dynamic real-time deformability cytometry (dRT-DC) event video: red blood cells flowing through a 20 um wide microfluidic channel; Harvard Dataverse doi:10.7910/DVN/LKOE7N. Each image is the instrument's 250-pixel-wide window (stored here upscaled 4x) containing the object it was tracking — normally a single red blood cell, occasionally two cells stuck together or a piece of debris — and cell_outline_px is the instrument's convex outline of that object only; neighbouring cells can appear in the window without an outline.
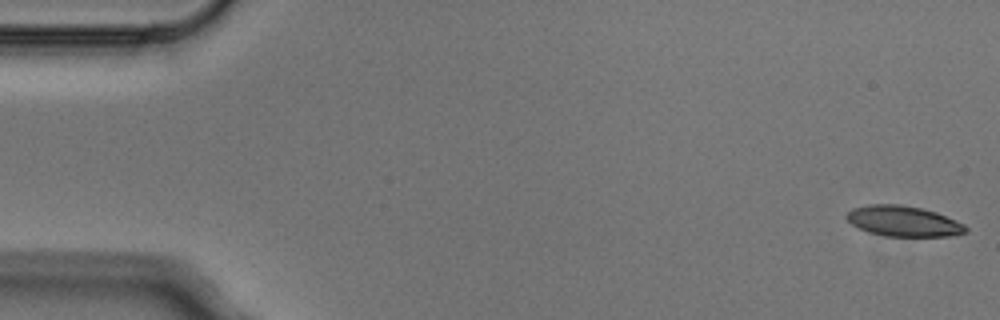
{"species": "Egyptian fruit bat (a non-hibernating species)", "species_latin": "Rousettus aegyptiacus", "temperature_condition": "cold", "stored_images_in_passage": 5, "camera_frame_rate_fps": 3000, "um_per_image_px": 0.085, "animal": {"sex": "male"}, "frame": {"image": 1, "passage_image": 1, "time_ms": 0.0, "image_size_px": [1000, 320], "cell_outline_px": [[968, 232], [948, 236], [884, 236], [868, 232], [852, 224], [844, 216], [852, 208], [868, 204], [900, 204], [920, 208], [936, 212], [956, 220], [964, 224], [968, 228]], "centroid_in_image_um": [76.79, 18.79], "position_along_channel_um": 8.2, "area_um2": 21.21}}
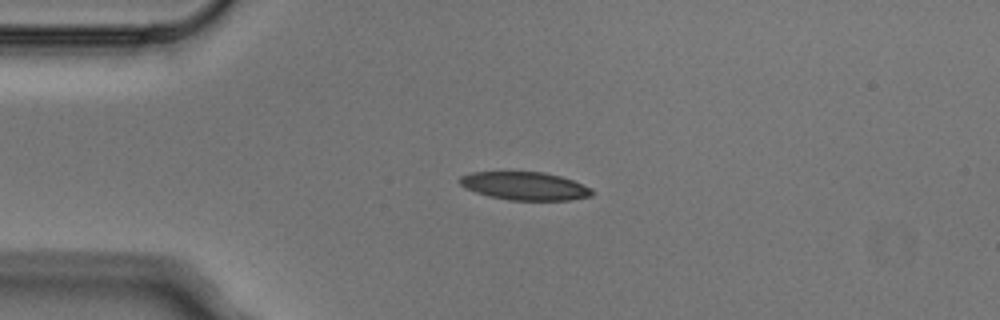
{"frame": {"image": 2, "passage_image": 4, "time_ms": 1.0, "image_size_px": [1000, 320], "cell_outline_px": [[592, 196], [568, 200], [508, 200], [488, 196], [464, 188], [460, 184], [460, 176], [472, 172], [544, 172], [560, 176], [572, 180], [592, 188]], "centroid_in_image_um": [44.6, 15.81], "position_along_channel_um": 40.4, "area_um2": 21.62}}